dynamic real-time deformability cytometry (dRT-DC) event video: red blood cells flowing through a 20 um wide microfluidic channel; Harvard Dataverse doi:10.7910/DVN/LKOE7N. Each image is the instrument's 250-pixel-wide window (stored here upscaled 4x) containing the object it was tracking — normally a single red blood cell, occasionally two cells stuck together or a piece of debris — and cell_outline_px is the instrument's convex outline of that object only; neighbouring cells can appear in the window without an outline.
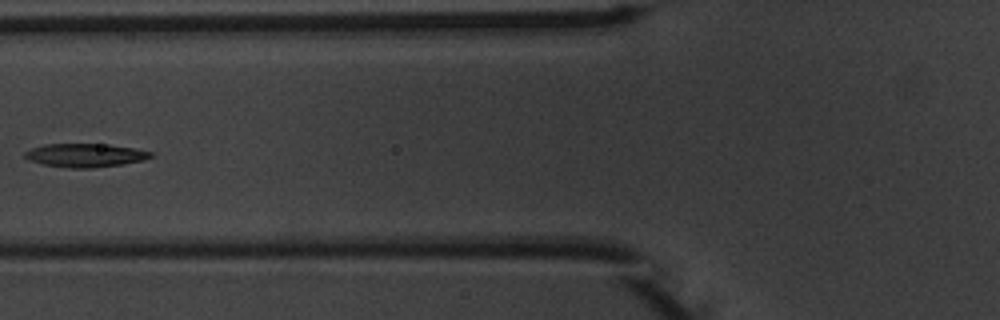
{"species": "common noctule bat (a hibernating species)", "species_latin": "Nyctalus noctula", "temperature_condition": "warm", "stored_images_in_passage": 7, "camera_frame_rate_fps": 3000, "um_per_image_px": 0.085, "animal": {"sex": "male", "body_mass_g": 20.1, "forearm_length_mm": 53.5}, "frame": {"image": 1, "passage_image": 6, "time_ms": 7.0, "image_size_px": [1000, 320], "cell_outline_px": [[156, 156], [144, 160], [124, 164], [92, 168], [68, 168], [44, 164], [28, 160], [24, 156], [24, 152], [32, 148], [44, 144], [108, 144], [132, 148], [152, 152]], "centroid_in_image_um": [7.27, 13.2], "position_along_channel_um": 118.5, "area_um2": 17.34}}
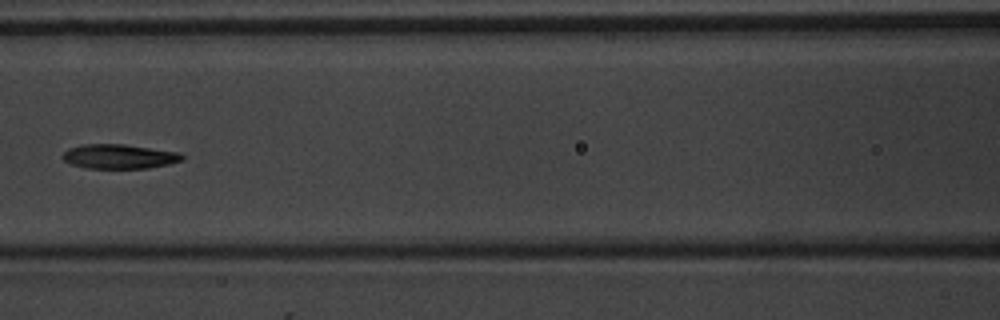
{"frame": {"image": 2, "passage_image": 7, "time_ms": 8.0, "image_size_px": [1000, 320], "cell_outline_px": [[184, 160], [168, 164], [148, 168], [84, 168], [72, 164], [64, 160], [60, 156], [68, 148], [84, 144], [124, 144], [180, 152], [184, 156]], "centroid_in_image_um": [10.13, 13.29], "position_along_channel_um": 156.5, "area_um2": 17.11}}